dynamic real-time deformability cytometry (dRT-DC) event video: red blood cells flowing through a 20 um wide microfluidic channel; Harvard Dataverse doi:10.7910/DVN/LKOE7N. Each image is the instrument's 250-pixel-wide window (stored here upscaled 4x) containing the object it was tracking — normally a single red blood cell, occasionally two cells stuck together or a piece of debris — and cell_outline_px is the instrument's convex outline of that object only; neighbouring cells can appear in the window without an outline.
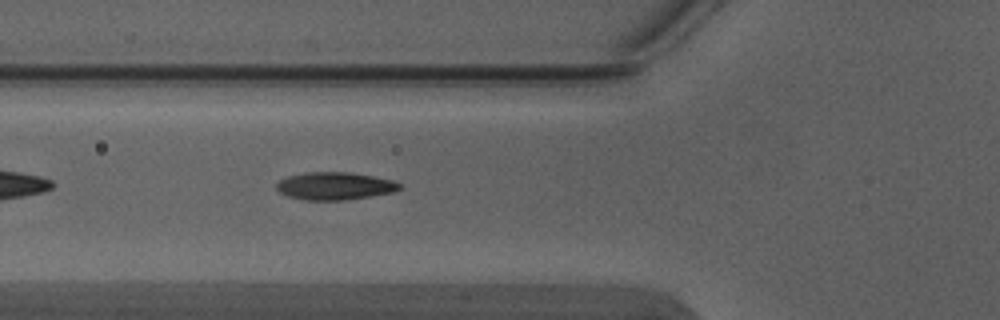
{"species": "Egyptian fruit bat (a non-hibernating species)", "species_latin": "Rousettus aegyptiacus", "temperature_condition": "warm", "stored_images_in_passage": 3, "camera_frame_rate_fps": 3000, "um_per_image_px": 0.085, "animal": {"sex": "male"}, "frame": {"image": 1, "passage_image": 3, "time_ms": 0.667, "image_size_px": [1000, 320], "cell_outline_px": [[404, 188], [392, 192], [344, 200], [304, 200], [288, 196], [280, 192], [276, 188], [276, 184], [280, 180], [288, 176], [304, 172], [348, 172], [372, 176], [392, 180], [400, 184]], "centroid_in_image_um": [28.44, 15.8], "position_along_channel_um": 97.4, "area_um2": 19.71}}